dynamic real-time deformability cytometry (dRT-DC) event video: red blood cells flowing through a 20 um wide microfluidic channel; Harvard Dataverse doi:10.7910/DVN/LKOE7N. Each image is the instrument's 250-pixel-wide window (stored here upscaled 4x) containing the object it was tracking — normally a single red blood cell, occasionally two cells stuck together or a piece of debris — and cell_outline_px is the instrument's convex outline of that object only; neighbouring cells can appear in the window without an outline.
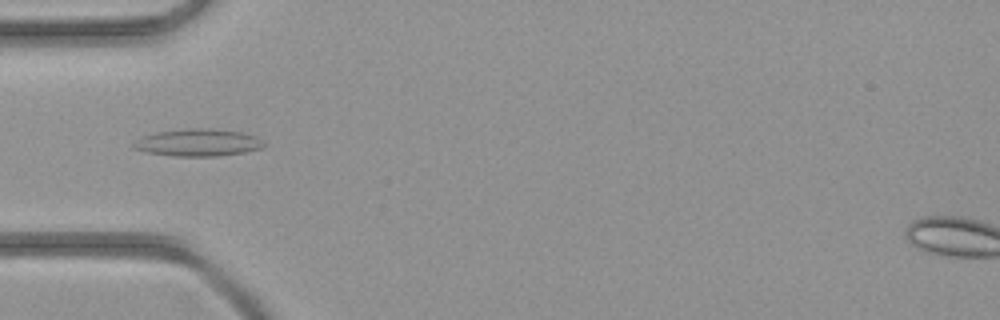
{"species": "common noctule bat (a hibernating species)", "species_latin": "Nyctalus noctula", "temperature_condition": "room temperature", "stored_images_in_passage": 44, "camera_frame_rate_fps": 3000, "um_per_image_px": 0.085, "animal": {"sex": "female", "body_mass_g": 21.9}, "frame": {"image": 1, "passage_image": 14, "time_ms": 4.333, "image_size_px": [1000, 320], "cell_outline_px": [[268, 144], [264, 148], [244, 152], [220, 156], [172, 156], [148, 152], [132, 148], [132, 144], [144, 136], [156, 132], [184, 128], [212, 128], [240, 132], [256, 136], [264, 140]], "centroid_in_image_um": [16.9, 12.12], "position_along_channel_um": 68.1, "area_um2": 20.92}}
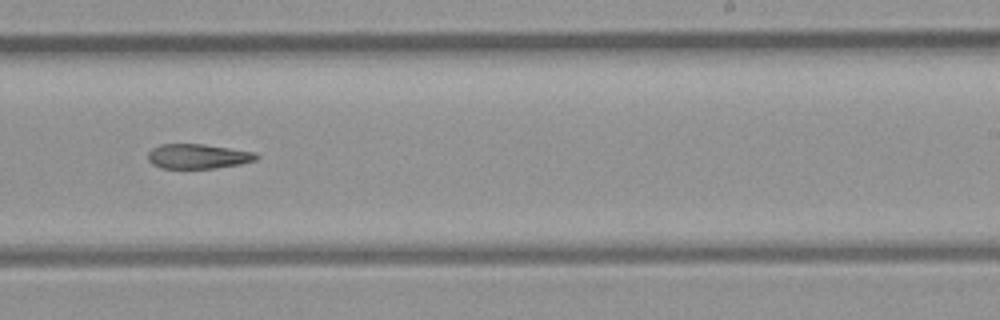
{"frame": {"image": 2, "passage_image": 27, "time_ms": 8.667, "image_size_px": [1000, 320], "cell_outline_px": [[260, 156], [256, 160], [240, 164], [216, 168], [160, 168], [152, 164], [148, 160], [148, 152], [152, 148], [160, 144], [204, 144], [256, 152]], "centroid_in_image_um": [16.83, 13.28], "position_along_channel_um": 272.2, "area_um2": 15.72}}
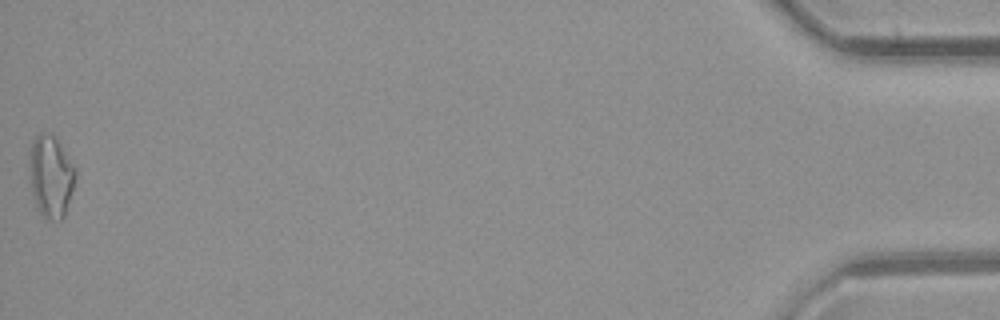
{"frame": {"image": 3, "passage_image": 44, "time_ms": 14.333, "image_size_px": [1000, 320], "cell_outline_px": [[76, 180], [64, 216], [60, 220], [44, 220], [36, 208], [32, 192], [32, 144], [36, 136], [40, 132], [44, 132], [52, 136], [56, 140], [76, 168]], "centroid_in_image_um": [4.37, 15.08], "position_along_channel_um": 430.8, "area_um2": 21.33}}